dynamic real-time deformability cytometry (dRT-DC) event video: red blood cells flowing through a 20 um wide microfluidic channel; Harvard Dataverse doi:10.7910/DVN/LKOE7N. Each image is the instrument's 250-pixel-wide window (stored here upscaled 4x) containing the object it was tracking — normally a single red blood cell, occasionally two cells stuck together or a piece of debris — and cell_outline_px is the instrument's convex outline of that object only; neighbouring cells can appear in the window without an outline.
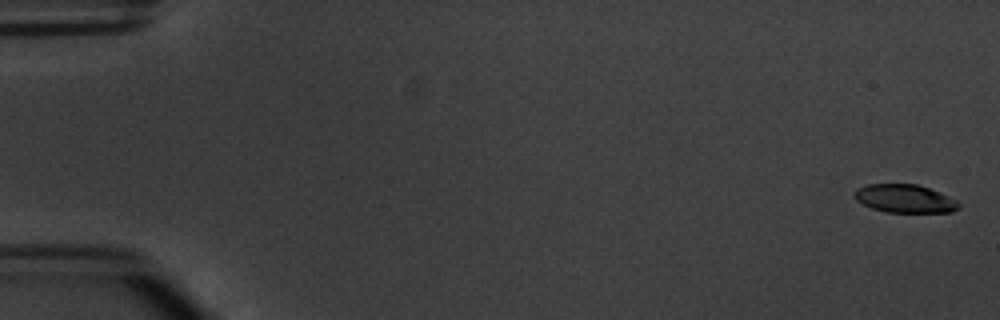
{"species": "common noctule bat (a hibernating species)", "species_latin": "Nyctalus noctula", "temperature_condition": "warm", "stored_images_in_passage": 5, "camera_frame_rate_fps": 3000, "um_per_image_px": 0.085, "animal": {"sex": "male", "body_mass_g": 20.1, "forearm_length_mm": 53.5}, "frame": {"image": 1, "passage_image": 1, "time_ms": 0.0, "image_size_px": [1000, 320], "cell_outline_px": [[960, 208], [952, 212], [884, 212], [872, 208], [856, 200], [852, 196], [852, 192], [856, 188], [868, 184], [916, 184], [928, 188], [948, 196], [956, 200], [960, 204]], "centroid_in_image_um": [76.87, 16.88], "position_along_channel_um": 8.1, "area_um2": 17.22}}
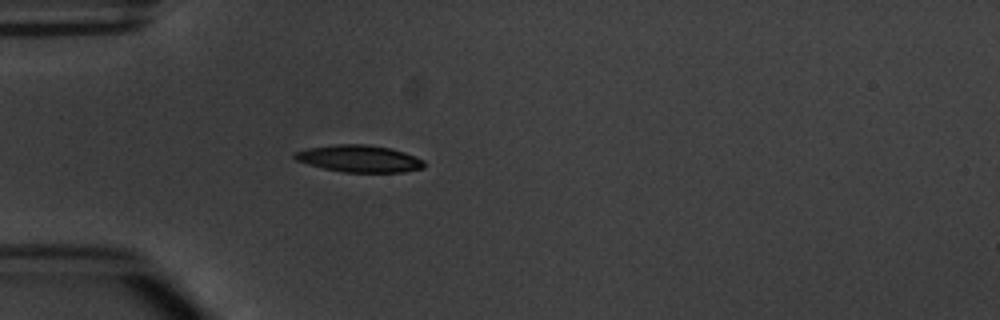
{"frame": {"image": 2, "passage_image": 5, "time_ms": 5.0, "image_size_px": [1000, 320], "cell_outline_px": [[424, 168], [404, 172], [344, 172], [324, 168], [308, 164], [296, 160], [292, 156], [292, 152], [308, 148], [336, 144], [364, 144], [392, 148], [416, 156], [424, 160]], "centroid_in_image_um": [30.54, 13.48], "position_along_channel_um": 54.5, "area_um2": 20.46}}